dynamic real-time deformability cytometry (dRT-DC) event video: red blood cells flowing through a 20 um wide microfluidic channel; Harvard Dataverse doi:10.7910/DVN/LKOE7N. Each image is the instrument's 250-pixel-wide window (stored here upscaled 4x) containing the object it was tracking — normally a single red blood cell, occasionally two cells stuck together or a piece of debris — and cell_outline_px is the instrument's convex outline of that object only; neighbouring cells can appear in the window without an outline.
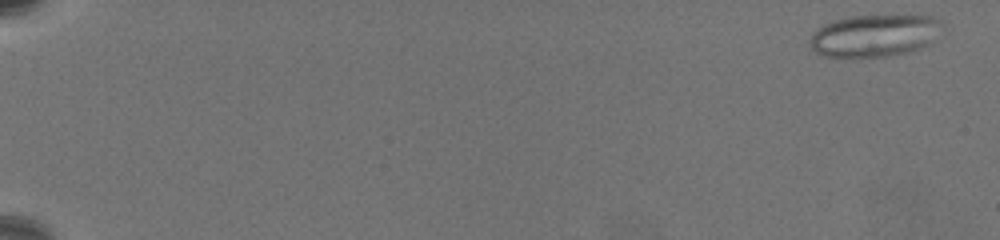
{"species": "common noctule bat (a hibernating species)", "species_latin": "Nyctalus noctula", "temperature_condition": "warm", "stored_images_in_passage": 67, "camera_frame_rate_fps": 3000, "um_per_image_px": 0.085, "animal": {"sex": "female", "body_mass_g": 19.5, "forearm_length_mm": 54.1}, "frame": {"image": 1, "passage_image": 3, "time_ms": 0.667, "image_size_px": [1000, 240], "cell_outline_px": [[944, 24], [928, 44], [920, 48], [888, 56], [824, 56], [816, 52], [808, 44], [808, 40], [812, 32], [816, 28], [824, 24], [848, 16], [932, 16], [944, 20]], "centroid_in_image_um": [74.3, 3.01], "position_along_channel_um": 10.7, "area_um2": 32.25}}
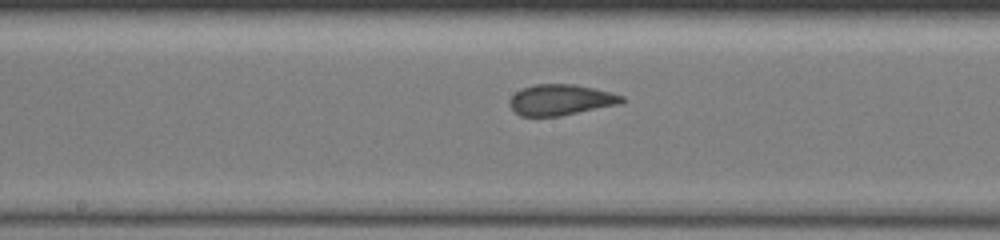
{"frame": {"image": 2, "passage_image": 39, "time_ms": 12.667, "image_size_px": [1000, 240], "cell_outline_px": [[624, 100], [620, 104], [560, 116], [520, 116], [508, 104], [508, 100], [516, 92], [524, 88], [536, 84], [576, 84], [612, 92], [624, 96]], "centroid_in_image_um": [47.67, 8.48], "position_along_channel_um": 200.5, "area_um2": 20.17}}
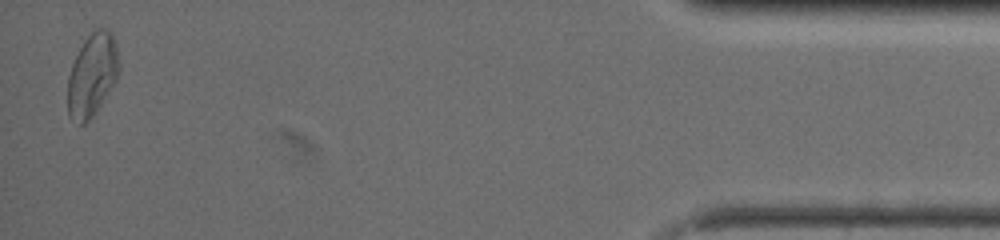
{"frame": {"image": 3, "passage_image": 66, "time_ms": 21.667, "image_size_px": [1000, 240], "cell_outline_px": [[120, 68], [116, 80], [96, 112], [84, 124], [80, 124], [72, 120], [68, 116], [68, 76], [72, 64], [84, 40], [96, 28], [108, 28], [112, 32], [116, 44]], "centroid_in_image_um": [7.84, 6.36], "position_along_channel_um": 427.4, "area_um2": 24.8}, "authors_computed_cell_mechanics": {"area_um2": 22.542, "velocity_mm_per_s": 3.3133, "shape_relaxation_time_tau1_ms": null, "shape_relaxation_time_tau2_ms": 0.8979, "deformation_change_tau1": null, "deformation_change_tau2": 0.0784}}